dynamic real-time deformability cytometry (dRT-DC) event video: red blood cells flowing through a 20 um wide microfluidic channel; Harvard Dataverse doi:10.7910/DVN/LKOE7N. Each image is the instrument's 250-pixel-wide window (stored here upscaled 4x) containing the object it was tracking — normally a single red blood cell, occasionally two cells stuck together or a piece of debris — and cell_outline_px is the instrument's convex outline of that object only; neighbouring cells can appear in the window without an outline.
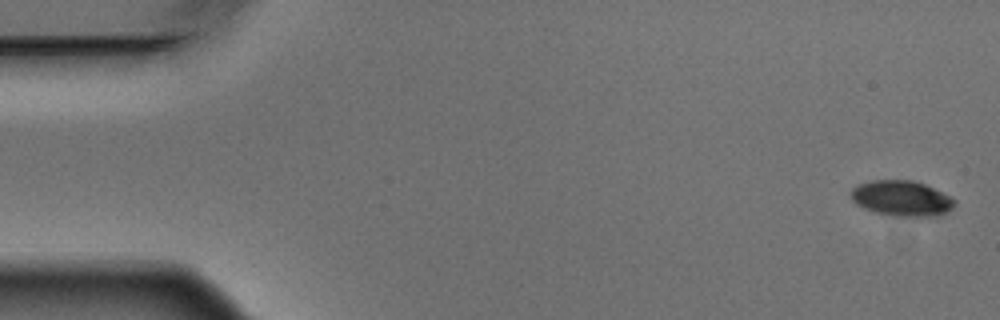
{"species": "Egyptian fruit bat (a non-hibernating species)", "species_latin": "Rousettus aegyptiacus", "temperature_condition": "warm", "stored_images_in_passage": 4, "camera_frame_rate_fps": 3000, "um_per_image_px": 0.085, "animal": {"sex": "male"}, "frame": {"image": 1, "passage_image": 1, "time_ms": 0.0, "image_size_px": [1000, 320], "cell_outline_px": [[956, 204], [948, 212], [936, 216], [892, 216], [876, 212], [864, 208], [856, 204], [852, 200], [852, 188], [856, 184], [872, 180], [912, 180], [924, 184], [956, 200]], "centroid_in_image_um": [76.62, 16.86], "position_along_channel_um": 8.4, "area_um2": 21.33}}
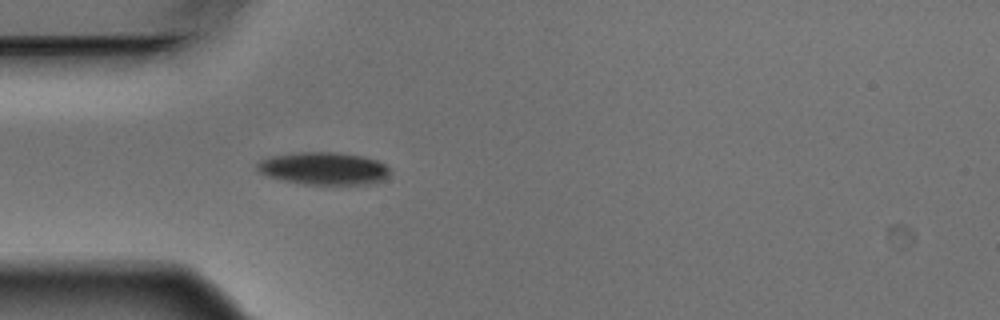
{"frame": {"image": 2, "passage_image": 4, "time_ms": 1.0, "image_size_px": [1000, 320], "cell_outline_px": [[392, 172], [384, 180], [368, 184], [304, 184], [284, 180], [268, 176], [260, 172], [256, 168], [256, 164], [260, 160], [268, 156], [296, 152], [332, 152], [364, 156], [376, 160], [384, 164]], "centroid_in_image_um": [27.51, 14.31], "position_along_channel_um": 57.5, "area_um2": 25.26}}